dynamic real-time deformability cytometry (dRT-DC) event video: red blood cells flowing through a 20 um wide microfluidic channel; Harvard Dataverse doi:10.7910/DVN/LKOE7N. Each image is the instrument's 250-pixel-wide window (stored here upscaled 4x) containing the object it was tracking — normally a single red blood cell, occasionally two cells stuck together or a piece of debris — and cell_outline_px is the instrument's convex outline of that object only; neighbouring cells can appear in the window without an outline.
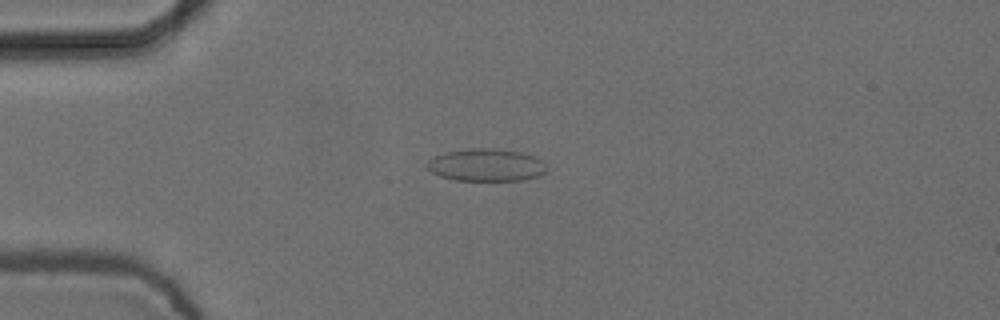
{"species": "common noctule bat (a hibernating species)", "species_latin": "Nyctalus noctula", "temperature_condition": "cold", "stored_images_in_passage": 5, "camera_frame_rate_fps": 3000, "um_per_image_px": 0.085, "animal": {"sex": "female", "body_mass_g": 24.6, "forearm_length_mm": 56.2}, "frame": {"image": 1, "passage_image": 1, "time_ms": 0.0, "image_size_px": [1000, 320], "cell_outline_px": [[548, 168], [540, 176], [524, 180], [456, 180], [440, 176], [432, 172], [424, 164], [432, 156], [444, 152], [472, 148], [496, 148], [520, 152], [536, 156]], "centroid_in_image_um": [41.31, 14.02], "position_along_channel_um": 43.7, "area_um2": 22.83}}
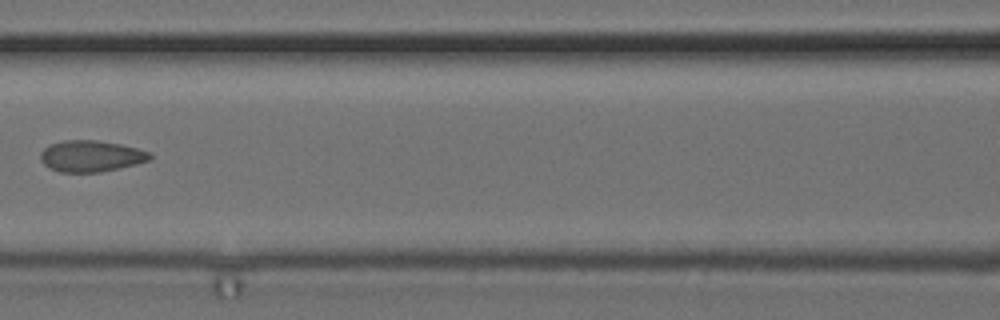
{"frame": {"image": 2, "passage_image": 4, "time_ms": 1.0, "image_size_px": [1000, 320], "cell_outline_px": [[152, 156], [148, 160], [136, 164], [100, 172], [60, 172], [48, 168], [40, 160], [40, 152], [44, 148], [52, 144], [64, 140], [96, 140], [120, 144], [152, 152]], "centroid_in_image_um": [7.72, 13.27], "position_along_channel_um": 158.9, "area_um2": 19.94}}
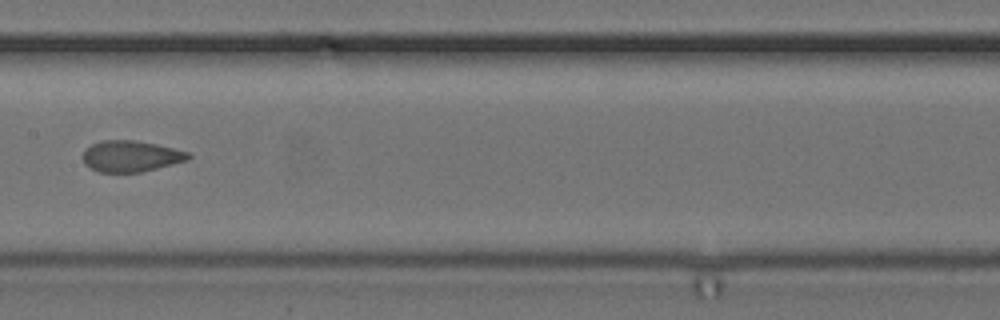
{"frame": {"image": 3, "passage_image": 5, "time_ms": 1.333, "image_size_px": [1000, 320], "cell_outline_px": [[192, 156], [188, 160], [140, 172], [100, 172], [84, 164], [84, 152], [92, 144], [100, 140], [132, 140], [156, 144], [188, 152]], "centroid_in_image_um": [11.13, 13.27], "position_along_channel_um": 196.3, "area_um2": 18.84}}